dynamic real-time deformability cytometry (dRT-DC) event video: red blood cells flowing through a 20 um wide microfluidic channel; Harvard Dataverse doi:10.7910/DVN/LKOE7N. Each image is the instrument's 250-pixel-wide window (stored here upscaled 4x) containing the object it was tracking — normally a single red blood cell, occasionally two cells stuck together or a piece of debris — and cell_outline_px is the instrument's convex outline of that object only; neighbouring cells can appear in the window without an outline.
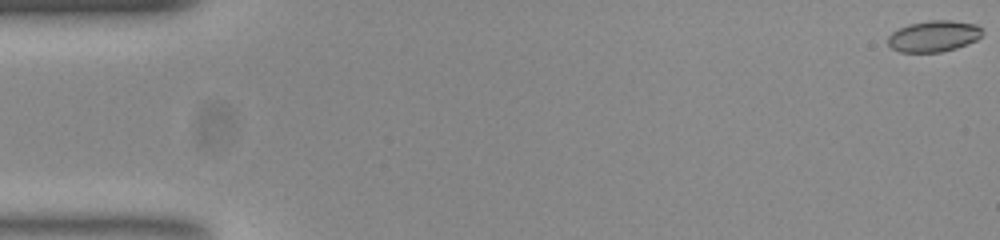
{"species": "common noctule bat (a hibernating species)", "species_latin": "Nyctalus noctula", "temperature_condition": "room temperature", "stored_images_in_passage": 53, "camera_frame_rate_fps": 3000, "um_per_image_px": 0.085, "animal": {"sex": "female", "body_mass_g": 23.0, "forearm_length_mm": 53.4}, "frame": {"image": 1, "passage_image": 1, "time_ms": 0.0, "image_size_px": [1000, 240], "cell_outline_px": [[984, 32], [976, 40], [968, 44], [956, 48], [940, 52], [900, 52], [892, 48], [888, 44], [888, 36], [892, 32], [908, 24], [928, 20], [952, 20], [976, 24]], "centroid_in_image_um": [79.37, 3.07], "position_along_channel_um": 5.6, "area_um2": 17.22}}
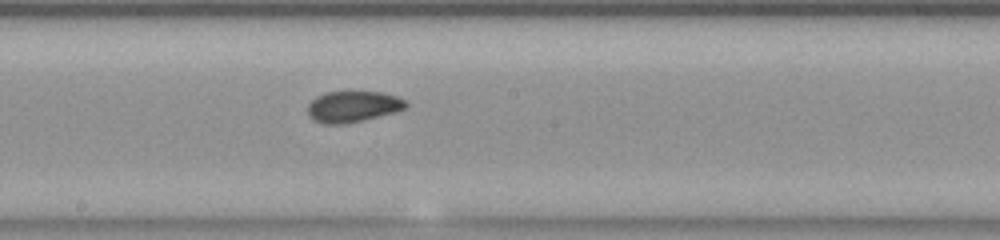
{"frame": {"image": 2, "passage_image": 29, "time_ms": 9.333, "image_size_px": [1000, 240], "cell_outline_px": [[408, 104], [404, 108], [392, 112], [344, 124], [324, 124], [312, 120], [308, 116], [308, 104], [316, 96], [324, 92], [384, 92], [396, 96], [404, 100]], "centroid_in_image_um": [29.93, 9.05], "position_along_channel_um": 218.3, "area_um2": 17.57}}
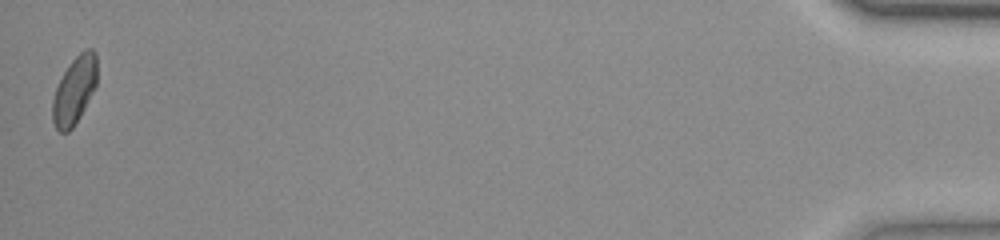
{"frame": {"image": 3, "passage_image": 53, "time_ms": 17.333, "image_size_px": [1000, 240], "cell_outline_px": [[96, 88], [80, 116], [72, 128], [68, 132], [60, 132], [56, 128], [52, 120], [52, 100], [56, 88], [64, 72], [72, 60], [84, 48], [92, 48], [96, 52]], "centroid_in_image_um": [6.33, 7.67], "position_along_channel_um": 428.9, "area_um2": 17.51}, "authors_computed_cell_mechanics": {"area_um2": 17.629, "velocity_mm_per_s": 3.877, "shape_relaxation_time_tau1_ms": null, "shape_relaxation_time_tau2_ms": 1.6953, "deformation_change_tau1": null, "deformation_change_tau2": 0.0522}}